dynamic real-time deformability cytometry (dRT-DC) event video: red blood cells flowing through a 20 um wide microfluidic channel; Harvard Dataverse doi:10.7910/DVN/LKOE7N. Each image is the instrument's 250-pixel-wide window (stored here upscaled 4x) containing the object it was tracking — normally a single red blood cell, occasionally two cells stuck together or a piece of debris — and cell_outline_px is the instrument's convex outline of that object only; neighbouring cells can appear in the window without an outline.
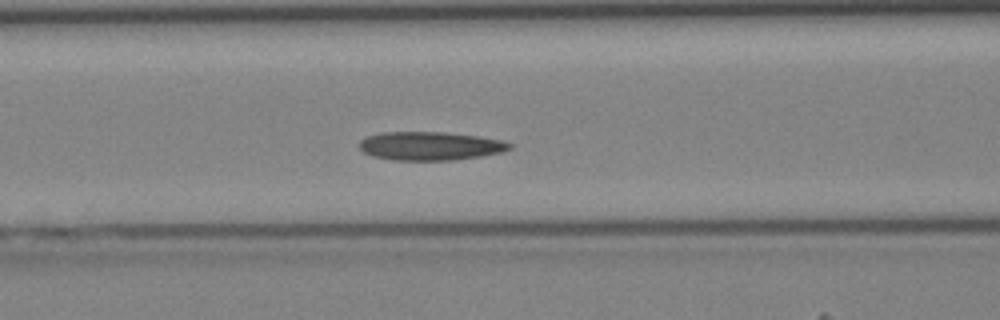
{"species": "Egyptian fruit bat (a non-hibernating species)", "species_latin": "Rousettus aegyptiacus", "temperature_condition": "cold", "stored_images_in_passage": 39, "camera_frame_rate_fps": 3000, "um_per_image_px": 0.085, "animal": {"sex": "female"}, "frame": {"image": 1, "passage_image": 14, "time_ms": 4.333, "image_size_px": [1000, 320], "cell_outline_px": [[512, 148], [500, 152], [480, 156], [452, 160], [392, 160], [372, 156], [364, 152], [360, 148], [360, 140], [364, 136], [384, 132], [444, 132], [480, 136], [500, 140], [512, 144]], "centroid_in_image_um": [36.53, 12.4], "position_along_channel_um": 130.1, "area_um2": 24.97}}
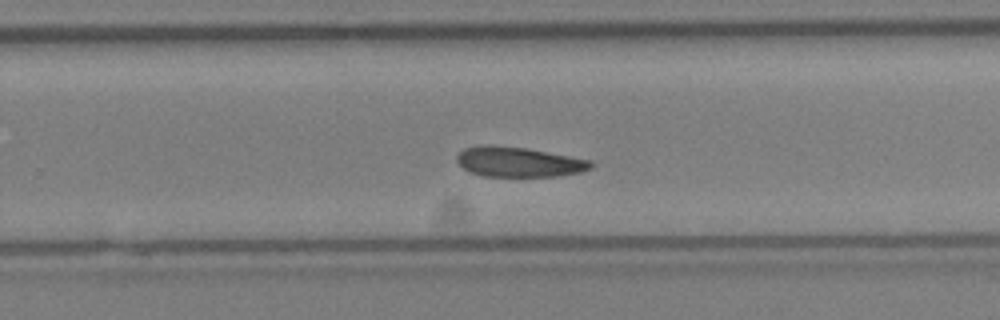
{"frame": {"image": 2, "passage_image": 24, "time_ms": 7.667, "image_size_px": [1000, 320], "cell_outline_px": [[592, 168], [580, 172], [556, 176], [484, 176], [468, 172], [456, 160], [456, 156], [464, 148], [484, 144], [488, 144], [528, 148], [592, 160]], "centroid_in_image_um": [44.08, 13.75], "position_along_channel_um": 285.7, "area_um2": 23.52}}
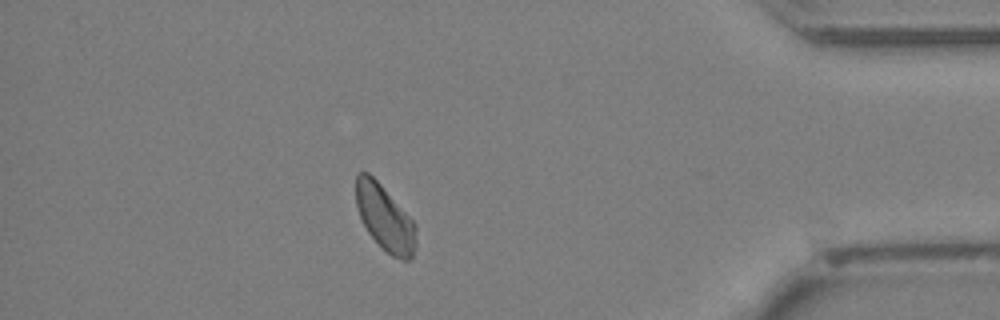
{"frame": {"image": 3, "passage_image": 34, "time_ms": 11.0, "image_size_px": [1000, 320], "cell_outline_px": [[416, 248], [412, 256], [408, 260], [400, 260], [392, 256], [368, 232], [360, 216], [356, 204], [356, 172], [368, 172], [380, 184], [416, 224]], "centroid_in_image_um": [32.72, 18.52], "position_along_channel_um": 402.5, "area_um2": 22.6}}